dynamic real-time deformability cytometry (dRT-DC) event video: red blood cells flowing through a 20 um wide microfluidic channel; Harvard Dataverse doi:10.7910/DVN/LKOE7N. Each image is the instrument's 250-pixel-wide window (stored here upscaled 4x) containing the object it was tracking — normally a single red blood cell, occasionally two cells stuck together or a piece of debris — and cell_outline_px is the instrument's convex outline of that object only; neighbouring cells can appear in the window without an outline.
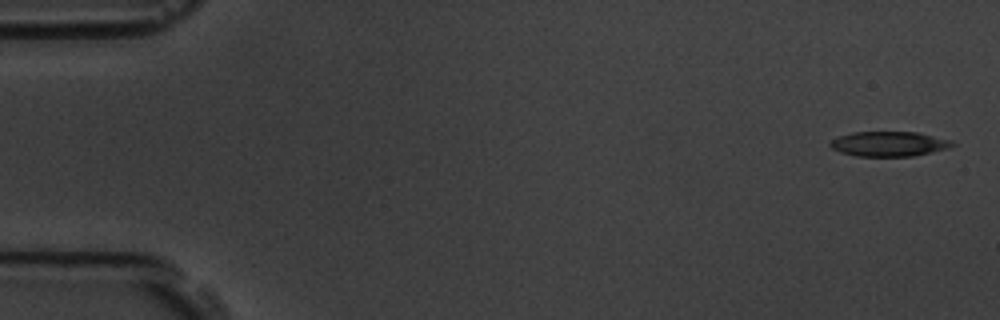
{"species": "common noctule bat (a hibernating species)", "species_latin": "Nyctalus noctula", "temperature_condition": "room temperature", "stored_images_in_passage": 4, "camera_frame_rate_fps": 3000, "um_per_image_px": 0.085, "animal": {"sex": "male", "body_mass_g": 19.5, "forearm_length_mm": 54.6}, "frame": {"image": 1, "passage_image": 1, "time_ms": 0.0, "image_size_px": [1000, 320], "cell_outline_px": [[956, 144], [948, 148], [912, 156], [856, 156], [840, 152], [832, 148], [828, 144], [832, 140], [840, 136], [852, 132], [916, 132], [952, 140]], "centroid_in_image_um": [75.56, 12.23], "position_along_channel_um": 9.4, "area_um2": 17.57}}
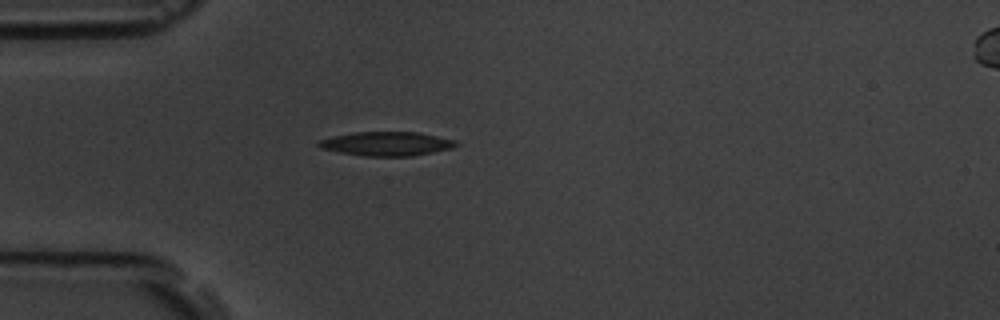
{"frame": {"image": 2, "passage_image": 4, "time_ms": 4.667, "image_size_px": [1000, 320], "cell_outline_px": [[460, 144], [452, 148], [412, 156], [364, 156], [340, 152], [320, 148], [316, 144], [320, 140], [352, 132], [416, 132], [456, 140]], "centroid_in_image_um": [32.88, 12.22], "position_along_channel_um": 52.1, "area_um2": 19.07}}